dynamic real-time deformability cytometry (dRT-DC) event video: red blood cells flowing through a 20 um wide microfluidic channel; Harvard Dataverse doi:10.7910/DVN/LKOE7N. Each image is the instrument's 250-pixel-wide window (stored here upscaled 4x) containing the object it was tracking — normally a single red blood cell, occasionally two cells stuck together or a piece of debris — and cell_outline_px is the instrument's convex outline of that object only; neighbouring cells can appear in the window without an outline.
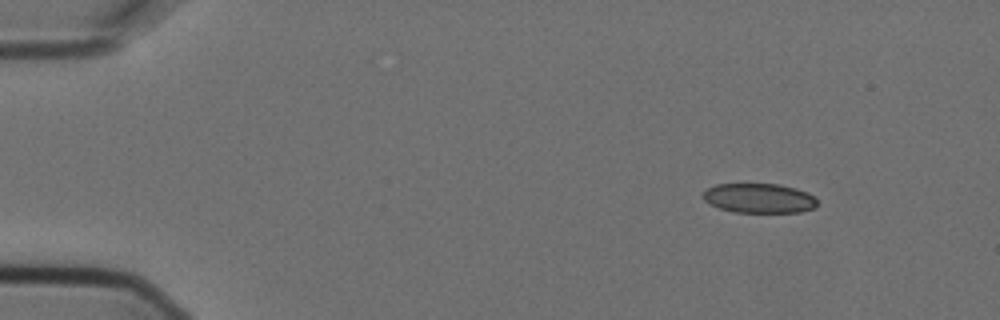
{"species": "Egyptian fruit bat (a non-hibernating species)", "species_latin": "Rousettus aegyptiacus", "temperature_condition": "cold", "stored_images_in_passage": 5, "camera_frame_rate_fps": 3000, "um_per_image_px": 0.085, "animal": {"sex": "female"}, "frame": {"image": 1, "passage_image": 1, "time_ms": 0.0, "image_size_px": [1000, 320], "cell_outline_px": [[816, 208], [800, 212], [732, 212], [720, 208], [704, 200], [704, 192], [708, 188], [716, 184], [780, 184], [796, 188], [808, 192], [816, 200]], "centroid_in_image_um": [64.55, 16.84], "position_along_channel_um": 20.4, "area_um2": 19.59}}
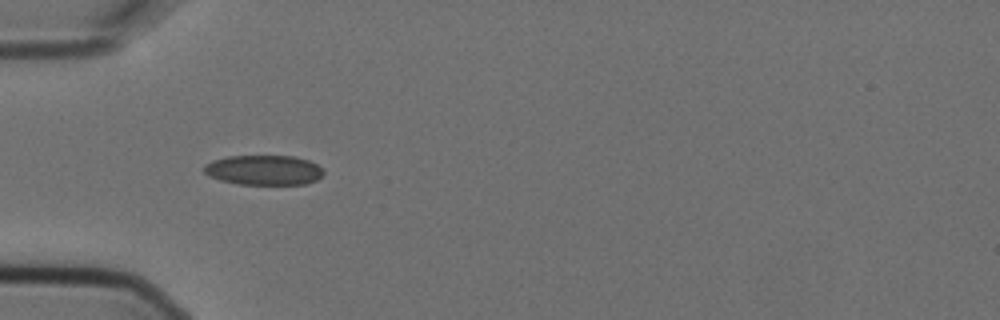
{"frame": {"image": 2, "passage_image": 4, "time_ms": 1.0, "image_size_px": [1000, 320], "cell_outline_px": [[324, 172], [316, 180], [304, 184], [236, 184], [220, 180], [208, 176], [204, 172], [204, 164], [212, 160], [228, 156], [292, 156], [308, 160], [324, 168]], "centroid_in_image_um": [22.4, 14.45], "position_along_channel_um": 62.6, "area_um2": 20.87}}
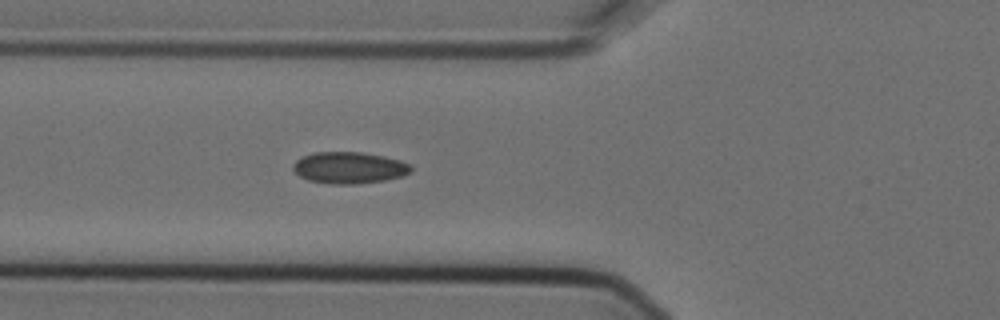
{"frame": {"image": 3, "passage_image": 5, "time_ms": 1.333, "image_size_px": [1000, 320], "cell_outline_px": [[412, 172], [404, 176], [384, 180], [356, 184], [332, 184], [308, 180], [300, 176], [292, 168], [292, 164], [296, 160], [304, 156], [316, 152], [360, 152], [400, 160], [408, 164], [412, 168]], "centroid_in_image_um": [29.68, 14.26], "position_along_channel_um": 96.1, "area_um2": 21.56}}